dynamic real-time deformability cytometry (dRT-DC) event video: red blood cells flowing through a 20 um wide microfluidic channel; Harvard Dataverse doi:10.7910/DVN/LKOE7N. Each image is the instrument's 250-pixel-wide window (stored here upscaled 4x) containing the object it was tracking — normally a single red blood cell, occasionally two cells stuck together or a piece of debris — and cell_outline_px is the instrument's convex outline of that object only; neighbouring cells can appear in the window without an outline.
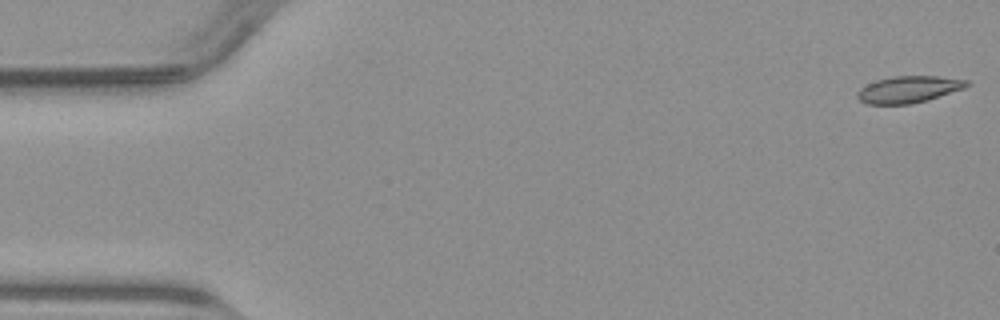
{"species": "common noctule bat (a hibernating species)", "species_latin": "Nyctalus noctula", "temperature_condition": "warm", "stored_images_in_passage": 50, "camera_frame_rate_fps": 3000, "um_per_image_px": 0.085, "animal": {"sex": "male", "body_mass_g": 23.1, "forearm_length_mm": 52.7}, "frame": {"image": 1, "passage_image": 1, "time_ms": 0.0, "image_size_px": [1000, 320], "cell_outline_px": [[972, 84], [964, 88], [928, 100], [912, 104], [868, 104], [860, 100], [856, 96], [856, 92], [860, 88], [876, 80], [892, 76], [936, 76], [968, 80]], "centroid_in_image_um": [77.24, 7.6], "position_along_channel_um": 7.8, "area_um2": 17.11}}
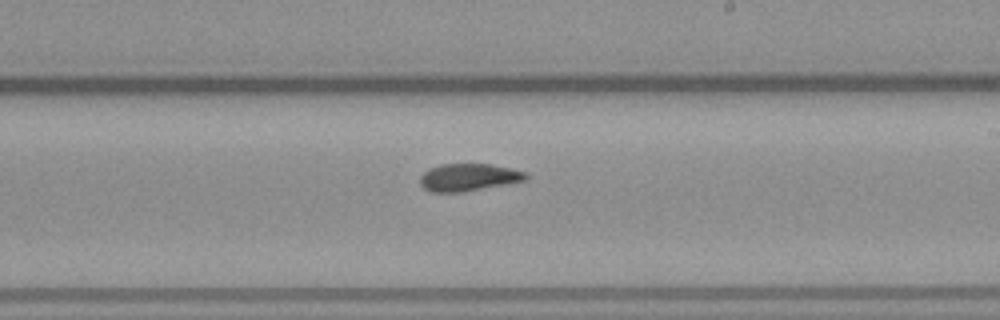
{"frame": {"image": 2, "passage_image": 29, "time_ms": 9.333, "image_size_px": [1000, 320], "cell_outline_px": [[528, 180], [464, 192], [432, 192], [424, 188], [420, 184], [420, 176], [428, 168], [440, 164], [492, 164], [512, 168], [528, 172]], "centroid_in_image_um": [39.86, 15.06], "position_along_channel_um": 249.1, "area_um2": 17.17}}
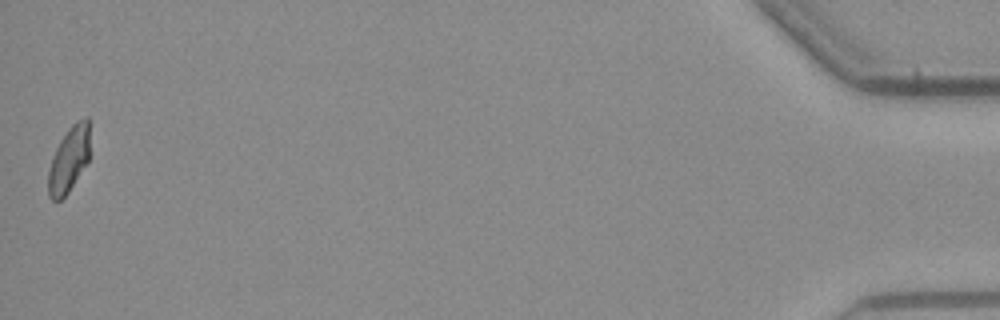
{"frame": {"image": 3, "passage_image": 50, "time_ms": 16.333, "image_size_px": [1000, 320], "cell_outline_px": [[88, 160], [68, 192], [60, 200], [52, 200], [48, 196], [48, 172], [52, 156], [60, 140], [68, 128], [76, 120], [88, 116]], "centroid_in_image_um": [5.82, 13.55], "position_along_channel_um": 429.4, "area_um2": 15.61}}